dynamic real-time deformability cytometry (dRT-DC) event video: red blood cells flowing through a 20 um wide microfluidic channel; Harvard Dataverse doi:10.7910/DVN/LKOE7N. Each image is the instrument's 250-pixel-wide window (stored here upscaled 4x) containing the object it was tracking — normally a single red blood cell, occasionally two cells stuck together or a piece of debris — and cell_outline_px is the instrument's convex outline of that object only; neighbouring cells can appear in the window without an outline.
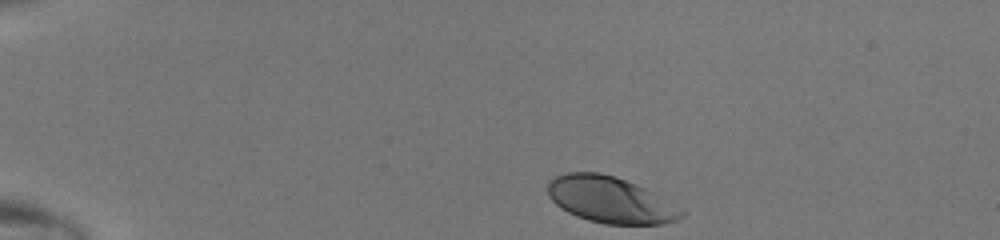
{"species": "human", "species_latin": "Homo sapiens", "temperature_condition": "room temperature", "stored_images_in_passage": 36, "camera_frame_rate_fps": 3000, "um_per_image_px": 0.085, "donor": {"sex": "male"}, "frame": {"image": 1, "passage_image": 1, "time_ms": 0.0, "image_size_px": [1000, 240], "cell_outline_px": [[688, 212], [684, 216], [676, 220], [660, 224], [604, 224], [588, 220], [576, 216], [560, 208], [548, 196], [548, 180], [556, 176], [568, 172], [600, 172], [616, 176], [636, 184], [652, 192]], "centroid_in_image_um": [51.87, 16.98], "position_along_channel_um": 33.1, "area_um2": 36.13}}
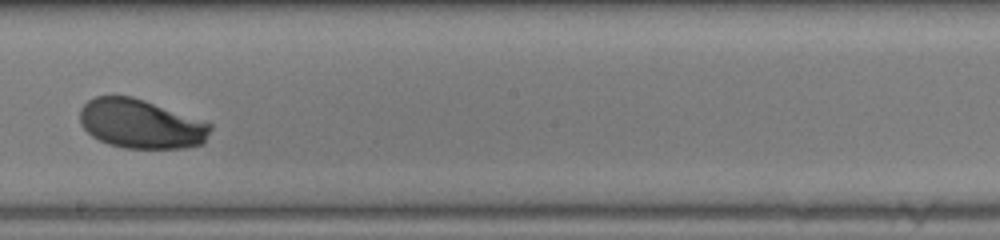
{"frame": {"image": 2, "passage_image": 21, "time_ms": 6.667, "image_size_px": [1000, 240], "cell_outline_px": [[212, 128], [204, 144], [184, 148], [124, 148], [108, 144], [92, 136], [80, 124], [80, 108], [88, 100], [96, 96], [132, 96], [144, 100], [212, 124]], "centroid_in_image_um": [11.97, 10.54], "position_along_channel_um": 236.2, "area_um2": 37.28}}
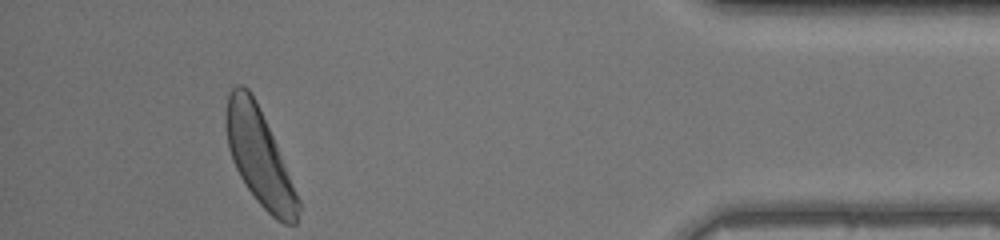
{"frame": {"image": 3, "passage_image": 36, "time_ms": 11.667, "image_size_px": [1000, 240], "cell_outline_px": [[300, 208], [296, 224], [284, 224], [276, 220], [256, 200], [240, 176], [232, 160], [228, 148], [224, 124], [224, 116], [228, 92], [236, 84], [244, 84], [248, 88], [256, 100], [276, 144], [300, 200]], "centroid_in_image_um": [22.01, 13.3], "position_along_channel_um": 413.2, "area_um2": 40.34}}